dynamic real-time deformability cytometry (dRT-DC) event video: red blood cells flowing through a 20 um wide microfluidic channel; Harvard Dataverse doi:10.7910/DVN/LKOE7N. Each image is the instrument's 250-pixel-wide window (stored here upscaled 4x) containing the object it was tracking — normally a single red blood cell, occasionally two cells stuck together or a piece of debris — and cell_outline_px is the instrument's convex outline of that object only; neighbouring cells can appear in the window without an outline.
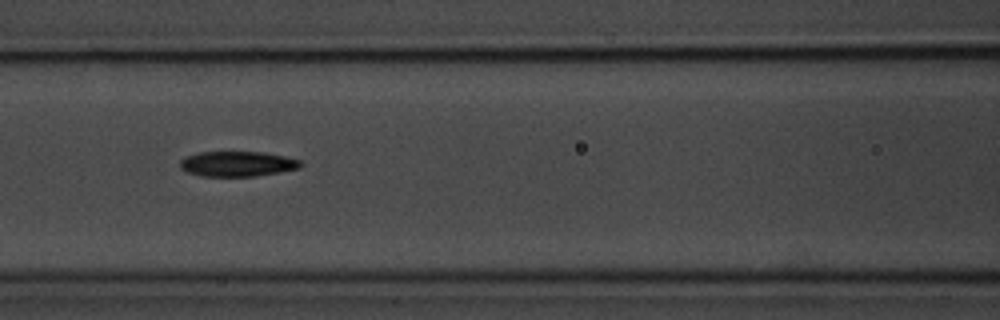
{"species": "common noctule bat (a hibernating species)", "species_latin": "Nyctalus noctula", "temperature_condition": "room temperature", "stored_images_in_passage": 5, "camera_frame_rate_fps": 3000, "um_per_image_px": 0.085, "animal": {"sex": "male", "body_mass_g": 20.1, "forearm_length_mm": 53.5}, "frame": {"image": 1, "passage_image": 4, "time_ms": 4.0, "image_size_px": [1000, 320], "cell_outline_px": [[304, 164], [300, 168], [280, 172], [256, 176], [200, 176], [188, 172], [180, 168], [180, 160], [184, 156], [200, 152], [264, 152], [284, 156], [300, 160]], "centroid_in_image_um": [20.18, 13.93], "position_along_channel_um": 146.4, "area_um2": 17.8}}
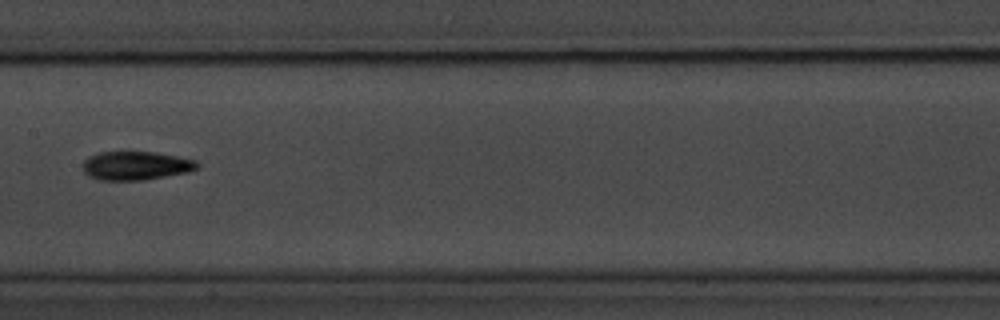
{"frame": {"image": 2, "passage_image": 5, "time_ms": 5.333, "image_size_px": [1000, 320], "cell_outline_px": [[200, 168], [188, 172], [144, 180], [100, 180], [88, 176], [84, 172], [84, 160], [88, 156], [100, 152], [152, 152], [176, 156], [196, 160], [200, 164]], "centroid_in_image_um": [11.57, 14.08], "position_along_channel_um": 195.8, "area_um2": 19.13}}